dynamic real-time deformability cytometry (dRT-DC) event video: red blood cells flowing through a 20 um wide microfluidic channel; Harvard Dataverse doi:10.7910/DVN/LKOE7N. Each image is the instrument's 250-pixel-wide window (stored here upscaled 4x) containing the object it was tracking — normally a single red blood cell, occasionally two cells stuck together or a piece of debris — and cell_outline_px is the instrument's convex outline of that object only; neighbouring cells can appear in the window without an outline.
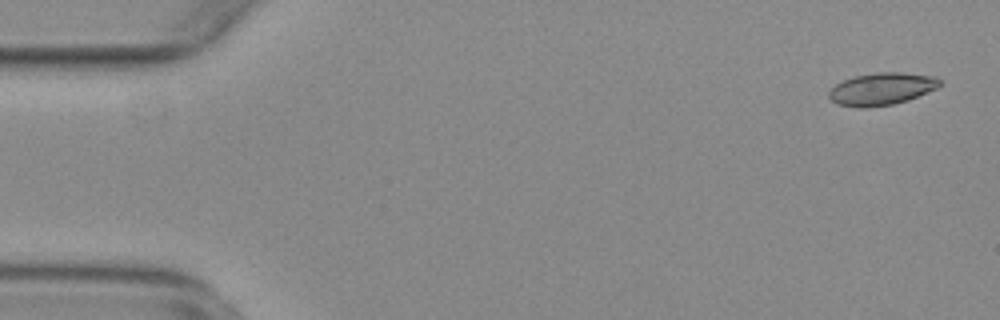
{"species": "common noctule bat (a hibernating species)", "species_latin": "Nyctalus noctula", "temperature_condition": "warm", "stored_images_in_passage": 49, "camera_frame_rate_fps": 3000, "um_per_image_px": 0.085, "animal": {"sex": "female", "body_mass_g": 29.2, "forearm_length_mm": 56.3}, "frame": {"image": 1, "passage_image": 2, "time_ms": 0.333, "image_size_px": [1000, 320], "cell_outline_px": [[944, 84], [936, 88], [908, 100], [892, 104], [868, 108], [860, 108], [836, 104], [828, 96], [828, 92], [836, 84], [852, 76], [876, 72], [900, 72], [936, 76], [944, 80]], "centroid_in_image_um": [74.97, 7.55], "position_along_channel_um": 10.0, "area_um2": 21.15}}
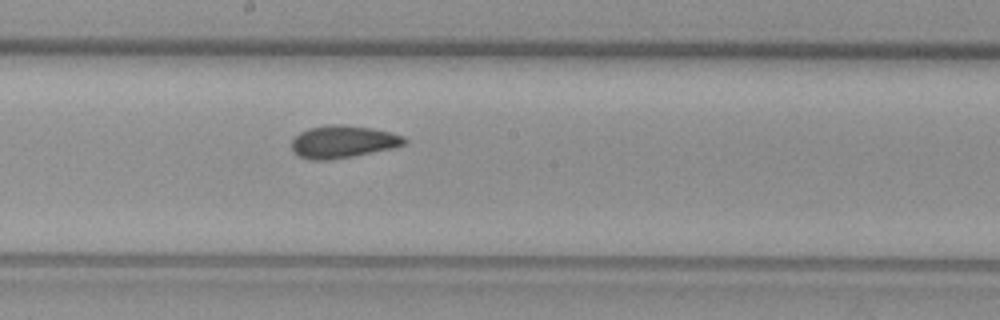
{"frame": {"image": 2, "passage_image": 29, "time_ms": 9.333, "image_size_px": [1000, 320], "cell_outline_px": [[408, 140], [404, 144], [392, 148], [352, 156], [328, 160], [312, 160], [300, 156], [292, 152], [292, 140], [300, 132], [308, 128], [328, 124], [344, 124], [372, 128], [404, 136]], "centroid_in_image_um": [29.13, 12.03], "position_along_channel_um": 219.1, "area_um2": 21.27}}
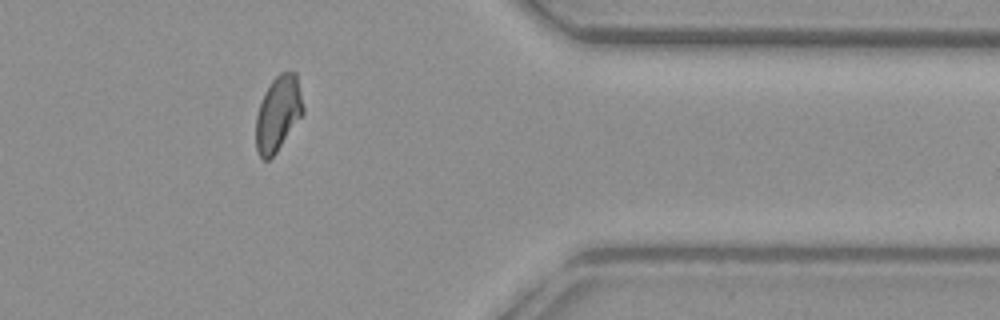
{"frame": {"image": 3, "passage_image": 44, "time_ms": 14.333, "image_size_px": [1000, 320], "cell_outline_px": [[304, 112], [276, 152], [268, 160], [264, 160], [256, 152], [256, 116], [264, 92], [272, 80], [280, 72], [296, 72], [304, 108]], "centroid_in_image_um": [23.63, 9.64], "position_along_channel_um": 387.8, "area_um2": 20.46}, "authors_computed_cell_mechanics": {"area_um2": 21.0392, "velocity_mm_per_s": 3.7962, "shape_relaxation_time_tau1_ms": 8.733, "shape_relaxation_time_tau2_ms": 1.527, "deformation_change_tau1": 0.1782, "deformation_change_tau2": 0.0581}}